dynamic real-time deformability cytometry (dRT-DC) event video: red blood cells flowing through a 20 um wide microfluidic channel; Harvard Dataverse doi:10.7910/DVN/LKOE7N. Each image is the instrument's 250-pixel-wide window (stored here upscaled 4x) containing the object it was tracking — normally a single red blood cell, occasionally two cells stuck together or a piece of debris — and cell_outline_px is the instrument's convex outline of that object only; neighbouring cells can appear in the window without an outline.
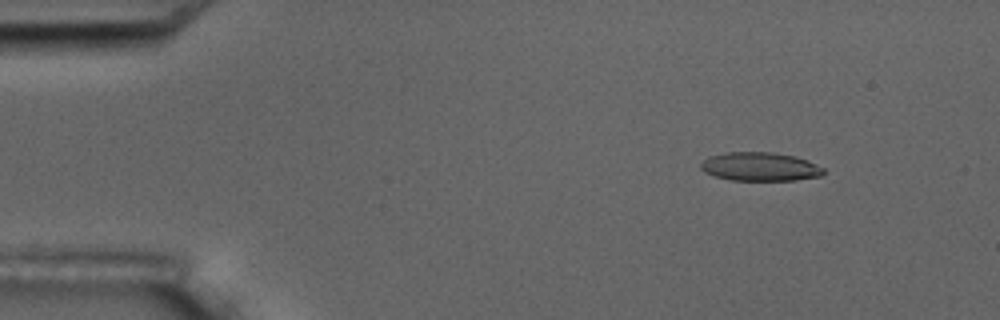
{"species": "common noctule bat (a hibernating species)", "species_latin": "Nyctalus noctula", "temperature_condition": "room temperature", "stored_images_in_passage": 9, "camera_frame_rate_fps": 3000, "um_per_image_px": 0.085, "animal": {"sex": "male", "body_mass_g": 17.5, "forearm_length_mm": 52.3}, "frame": {"image": 1, "passage_image": 1, "time_ms": 0.0, "image_size_px": [1000, 320], "cell_outline_px": [[824, 172], [820, 176], [796, 180], [728, 180], [704, 172], [700, 168], [700, 164], [708, 156], [728, 152], [772, 152], [796, 156], [808, 160], [824, 168]], "centroid_in_image_um": [64.6, 14.16], "position_along_channel_um": 20.4, "area_um2": 20.58}}
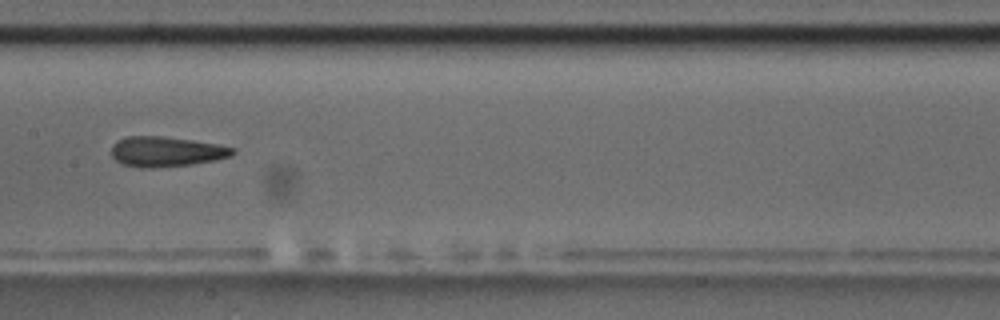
{"frame": {"image": 2, "passage_image": 7, "time_ms": 7.0, "image_size_px": [1000, 320], "cell_outline_px": [[236, 152], [232, 156], [216, 160], [192, 164], [152, 168], [140, 168], [120, 164], [112, 156], [112, 144], [116, 140], [128, 136], [164, 136], [192, 140], [216, 144], [236, 148]], "centroid_in_image_um": [14.12, 12.89], "position_along_channel_um": 193.3, "area_um2": 21.5}}
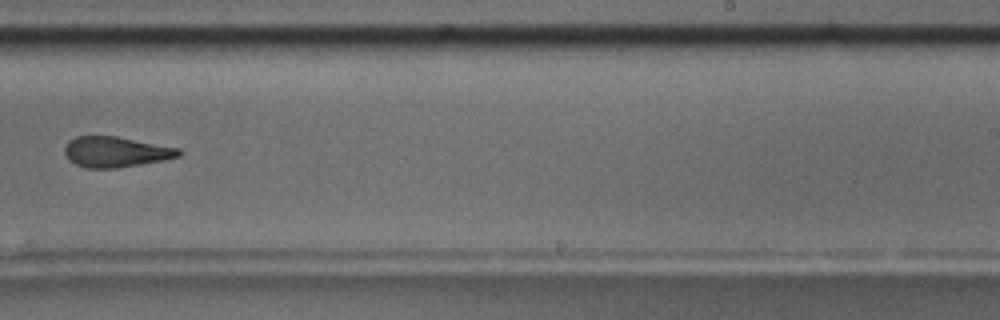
{"frame": {"image": 3, "passage_image": 9, "time_ms": 9.333, "image_size_px": [1000, 320], "cell_outline_px": [[184, 152], [180, 156], [164, 160], [116, 168], [88, 168], [76, 164], [68, 160], [64, 152], [64, 148], [68, 140], [76, 136], [116, 136], [180, 148]], "centroid_in_image_um": [9.84, 12.9], "position_along_channel_um": 279.2, "area_um2": 20.4}}